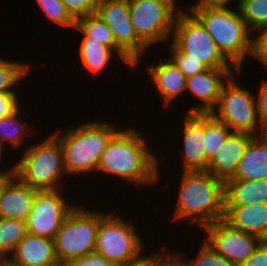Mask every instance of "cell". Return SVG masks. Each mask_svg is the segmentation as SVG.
Wrapping results in <instances>:
<instances>
[{"label":"cell","mask_w":267,"mask_h":266,"mask_svg":"<svg viewBox=\"0 0 267 266\" xmlns=\"http://www.w3.org/2000/svg\"><path fill=\"white\" fill-rule=\"evenodd\" d=\"M253 59L267 70V25L254 34Z\"/></svg>","instance_id":"cell-35"},{"label":"cell","mask_w":267,"mask_h":266,"mask_svg":"<svg viewBox=\"0 0 267 266\" xmlns=\"http://www.w3.org/2000/svg\"><path fill=\"white\" fill-rule=\"evenodd\" d=\"M181 118V133L177 135L182 147L178 154V171H207L208 161L206 158L205 145V114L184 113ZM183 118V119H182ZM182 134V135H181ZM183 149V150H182ZM182 161V162H180ZM182 163V164H181Z\"/></svg>","instance_id":"cell-14"},{"label":"cell","mask_w":267,"mask_h":266,"mask_svg":"<svg viewBox=\"0 0 267 266\" xmlns=\"http://www.w3.org/2000/svg\"><path fill=\"white\" fill-rule=\"evenodd\" d=\"M36 191L16 175L11 177L0 194V217L26 221L31 213Z\"/></svg>","instance_id":"cell-19"},{"label":"cell","mask_w":267,"mask_h":266,"mask_svg":"<svg viewBox=\"0 0 267 266\" xmlns=\"http://www.w3.org/2000/svg\"><path fill=\"white\" fill-rule=\"evenodd\" d=\"M67 12L76 21L79 18L94 14L99 0H61Z\"/></svg>","instance_id":"cell-33"},{"label":"cell","mask_w":267,"mask_h":266,"mask_svg":"<svg viewBox=\"0 0 267 266\" xmlns=\"http://www.w3.org/2000/svg\"><path fill=\"white\" fill-rule=\"evenodd\" d=\"M232 131L210 113L205 114V151L209 162Z\"/></svg>","instance_id":"cell-30"},{"label":"cell","mask_w":267,"mask_h":266,"mask_svg":"<svg viewBox=\"0 0 267 266\" xmlns=\"http://www.w3.org/2000/svg\"><path fill=\"white\" fill-rule=\"evenodd\" d=\"M267 203V179L239 180L225 182V206H245Z\"/></svg>","instance_id":"cell-23"},{"label":"cell","mask_w":267,"mask_h":266,"mask_svg":"<svg viewBox=\"0 0 267 266\" xmlns=\"http://www.w3.org/2000/svg\"><path fill=\"white\" fill-rule=\"evenodd\" d=\"M0 266H14V265H12L6 259H0Z\"/></svg>","instance_id":"cell-43"},{"label":"cell","mask_w":267,"mask_h":266,"mask_svg":"<svg viewBox=\"0 0 267 266\" xmlns=\"http://www.w3.org/2000/svg\"><path fill=\"white\" fill-rule=\"evenodd\" d=\"M237 7L253 34L267 25V0H242Z\"/></svg>","instance_id":"cell-29"},{"label":"cell","mask_w":267,"mask_h":266,"mask_svg":"<svg viewBox=\"0 0 267 266\" xmlns=\"http://www.w3.org/2000/svg\"><path fill=\"white\" fill-rule=\"evenodd\" d=\"M185 10L201 22L223 57L237 71H242L245 60L253 58L254 34L246 26L238 7Z\"/></svg>","instance_id":"cell-5"},{"label":"cell","mask_w":267,"mask_h":266,"mask_svg":"<svg viewBox=\"0 0 267 266\" xmlns=\"http://www.w3.org/2000/svg\"><path fill=\"white\" fill-rule=\"evenodd\" d=\"M170 42L207 68H234L218 51L201 22L183 7L176 15Z\"/></svg>","instance_id":"cell-10"},{"label":"cell","mask_w":267,"mask_h":266,"mask_svg":"<svg viewBox=\"0 0 267 266\" xmlns=\"http://www.w3.org/2000/svg\"><path fill=\"white\" fill-rule=\"evenodd\" d=\"M138 129L126 125V128H120L112 136L101 154L96 174L102 173L105 178L112 176L118 183L117 179L120 180L119 186L124 185L121 184L124 181L138 190H144L147 186L151 190V185L153 189L163 176V159L156 154L157 150L152 146L154 143L151 146L148 144L150 141L146 138L149 137H145L147 133L144 135Z\"/></svg>","instance_id":"cell-1"},{"label":"cell","mask_w":267,"mask_h":266,"mask_svg":"<svg viewBox=\"0 0 267 266\" xmlns=\"http://www.w3.org/2000/svg\"><path fill=\"white\" fill-rule=\"evenodd\" d=\"M224 220L233 228L262 239L267 230V203L225 206Z\"/></svg>","instance_id":"cell-20"},{"label":"cell","mask_w":267,"mask_h":266,"mask_svg":"<svg viewBox=\"0 0 267 266\" xmlns=\"http://www.w3.org/2000/svg\"><path fill=\"white\" fill-rule=\"evenodd\" d=\"M95 13L111 29L116 45L135 63L134 70L145 62L150 48L135 33L128 0H99Z\"/></svg>","instance_id":"cell-12"},{"label":"cell","mask_w":267,"mask_h":266,"mask_svg":"<svg viewBox=\"0 0 267 266\" xmlns=\"http://www.w3.org/2000/svg\"><path fill=\"white\" fill-rule=\"evenodd\" d=\"M38 141L28 142L27 148L21 151V155L19 153L20 158L13 157L15 175L36 190L65 189L68 175L60 140L50 133Z\"/></svg>","instance_id":"cell-6"},{"label":"cell","mask_w":267,"mask_h":266,"mask_svg":"<svg viewBox=\"0 0 267 266\" xmlns=\"http://www.w3.org/2000/svg\"><path fill=\"white\" fill-rule=\"evenodd\" d=\"M262 80V81H261ZM255 92L257 102V113L262 126L267 123V80L262 78Z\"/></svg>","instance_id":"cell-36"},{"label":"cell","mask_w":267,"mask_h":266,"mask_svg":"<svg viewBox=\"0 0 267 266\" xmlns=\"http://www.w3.org/2000/svg\"><path fill=\"white\" fill-rule=\"evenodd\" d=\"M231 179H267V140L262 135L251 139Z\"/></svg>","instance_id":"cell-22"},{"label":"cell","mask_w":267,"mask_h":266,"mask_svg":"<svg viewBox=\"0 0 267 266\" xmlns=\"http://www.w3.org/2000/svg\"><path fill=\"white\" fill-rule=\"evenodd\" d=\"M254 136L246 132L232 131L209 161L207 171L223 182L231 179Z\"/></svg>","instance_id":"cell-17"},{"label":"cell","mask_w":267,"mask_h":266,"mask_svg":"<svg viewBox=\"0 0 267 266\" xmlns=\"http://www.w3.org/2000/svg\"><path fill=\"white\" fill-rule=\"evenodd\" d=\"M14 266H57L54 240L34 234L27 235L6 259Z\"/></svg>","instance_id":"cell-18"},{"label":"cell","mask_w":267,"mask_h":266,"mask_svg":"<svg viewBox=\"0 0 267 266\" xmlns=\"http://www.w3.org/2000/svg\"><path fill=\"white\" fill-rule=\"evenodd\" d=\"M6 150H7V148L0 143V176H14L15 175V162H14L15 160L11 161L12 164L9 163L10 164L9 167L8 166L3 167L5 165V163H4L5 161H6V164H8L7 162H10V161H8L10 159H7V157H4V156H6L7 152H8L7 153L8 155L10 154L9 152H12V151H9V150L6 151ZM3 159H5V161H3ZM3 168H5L6 170Z\"/></svg>","instance_id":"cell-40"},{"label":"cell","mask_w":267,"mask_h":266,"mask_svg":"<svg viewBox=\"0 0 267 266\" xmlns=\"http://www.w3.org/2000/svg\"><path fill=\"white\" fill-rule=\"evenodd\" d=\"M201 230L206 244L235 266L247 261L261 243L260 238L233 228L224 219Z\"/></svg>","instance_id":"cell-13"},{"label":"cell","mask_w":267,"mask_h":266,"mask_svg":"<svg viewBox=\"0 0 267 266\" xmlns=\"http://www.w3.org/2000/svg\"><path fill=\"white\" fill-rule=\"evenodd\" d=\"M87 206L76 204L55 235L54 247L59 264L65 265L94 252L99 222L108 212L95 211Z\"/></svg>","instance_id":"cell-7"},{"label":"cell","mask_w":267,"mask_h":266,"mask_svg":"<svg viewBox=\"0 0 267 266\" xmlns=\"http://www.w3.org/2000/svg\"><path fill=\"white\" fill-rule=\"evenodd\" d=\"M261 242L263 244H266L267 245V230H266V233L264 234L263 238L261 239Z\"/></svg>","instance_id":"cell-44"},{"label":"cell","mask_w":267,"mask_h":266,"mask_svg":"<svg viewBox=\"0 0 267 266\" xmlns=\"http://www.w3.org/2000/svg\"><path fill=\"white\" fill-rule=\"evenodd\" d=\"M118 214L108 211L100 220L94 252L115 266H155L162 259L161 247L145 253L148 244L144 242V234L132 217L127 220Z\"/></svg>","instance_id":"cell-3"},{"label":"cell","mask_w":267,"mask_h":266,"mask_svg":"<svg viewBox=\"0 0 267 266\" xmlns=\"http://www.w3.org/2000/svg\"><path fill=\"white\" fill-rule=\"evenodd\" d=\"M261 135L267 140V123L263 125Z\"/></svg>","instance_id":"cell-42"},{"label":"cell","mask_w":267,"mask_h":266,"mask_svg":"<svg viewBox=\"0 0 267 266\" xmlns=\"http://www.w3.org/2000/svg\"><path fill=\"white\" fill-rule=\"evenodd\" d=\"M13 176H0V194L6 182Z\"/></svg>","instance_id":"cell-41"},{"label":"cell","mask_w":267,"mask_h":266,"mask_svg":"<svg viewBox=\"0 0 267 266\" xmlns=\"http://www.w3.org/2000/svg\"><path fill=\"white\" fill-rule=\"evenodd\" d=\"M79 41L80 44L77 45L79 48L76 47L79 50L77 57L86 72L93 77L100 76V73L110 67L112 60L118 57L110 47H105L98 42H89V38H81Z\"/></svg>","instance_id":"cell-25"},{"label":"cell","mask_w":267,"mask_h":266,"mask_svg":"<svg viewBox=\"0 0 267 266\" xmlns=\"http://www.w3.org/2000/svg\"><path fill=\"white\" fill-rule=\"evenodd\" d=\"M157 54H161L159 56L160 58H157L158 61L156 60V63L152 65L148 64L147 67L145 65V73L149 77L148 81L155 87L156 94H159V99L163 102L162 107L169 109L168 107L174 106L172 102H176L175 99L180 100L181 96L185 98L187 77L176 67L168 56L166 57L164 53Z\"/></svg>","instance_id":"cell-16"},{"label":"cell","mask_w":267,"mask_h":266,"mask_svg":"<svg viewBox=\"0 0 267 266\" xmlns=\"http://www.w3.org/2000/svg\"><path fill=\"white\" fill-rule=\"evenodd\" d=\"M107 120L109 119L103 120L101 117V120L84 121L73 127H66L63 132L61 129L53 131L61 143L64 167L69 180L77 176L85 177L87 173L89 177L96 174L101 154L112 136L121 128Z\"/></svg>","instance_id":"cell-4"},{"label":"cell","mask_w":267,"mask_h":266,"mask_svg":"<svg viewBox=\"0 0 267 266\" xmlns=\"http://www.w3.org/2000/svg\"><path fill=\"white\" fill-rule=\"evenodd\" d=\"M18 92H5L0 93V119L8 117L16 112L24 102ZM21 99V100H20ZM21 101V102H20Z\"/></svg>","instance_id":"cell-34"},{"label":"cell","mask_w":267,"mask_h":266,"mask_svg":"<svg viewBox=\"0 0 267 266\" xmlns=\"http://www.w3.org/2000/svg\"><path fill=\"white\" fill-rule=\"evenodd\" d=\"M38 9H40L44 15L47 17V20L53 24H57L59 27H66L68 30L75 28V20L67 12L64 3L61 0H37Z\"/></svg>","instance_id":"cell-31"},{"label":"cell","mask_w":267,"mask_h":266,"mask_svg":"<svg viewBox=\"0 0 267 266\" xmlns=\"http://www.w3.org/2000/svg\"><path fill=\"white\" fill-rule=\"evenodd\" d=\"M66 191V189L36 191L31 213L26 220L28 233L54 240L67 215L76 206L74 201L70 202L71 196L66 198Z\"/></svg>","instance_id":"cell-11"},{"label":"cell","mask_w":267,"mask_h":266,"mask_svg":"<svg viewBox=\"0 0 267 266\" xmlns=\"http://www.w3.org/2000/svg\"><path fill=\"white\" fill-rule=\"evenodd\" d=\"M65 266H115L96 252L71 260Z\"/></svg>","instance_id":"cell-37"},{"label":"cell","mask_w":267,"mask_h":266,"mask_svg":"<svg viewBox=\"0 0 267 266\" xmlns=\"http://www.w3.org/2000/svg\"><path fill=\"white\" fill-rule=\"evenodd\" d=\"M167 46V51L164 48L162 51L166 56L176 65V67L186 76H192L198 73H201L208 69L203 63L200 61L194 60L190 58L189 55L184 54L182 51H179L170 41ZM169 53V54H168Z\"/></svg>","instance_id":"cell-32"},{"label":"cell","mask_w":267,"mask_h":266,"mask_svg":"<svg viewBox=\"0 0 267 266\" xmlns=\"http://www.w3.org/2000/svg\"><path fill=\"white\" fill-rule=\"evenodd\" d=\"M24 107L25 105L20 107L12 115L0 119V143L7 148L9 147L10 149L8 150L12 149V151H14L15 149L16 155H18L17 152L20 153L19 151H21V148H23V150L25 149V144H28L27 137L31 136L32 138H35L34 136L36 134H41L38 130L33 129L36 127H33L32 125L30 126V124L27 125L28 122H25L26 119L23 116V113H25L23 112ZM36 131L38 133H35Z\"/></svg>","instance_id":"cell-24"},{"label":"cell","mask_w":267,"mask_h":266,"mask_svg":"<svg viewBox=\"0 0 267 266\" xmlns=\"http://www.w3.org/2000/svg\"><path fill=\"white\" fill-rule=\"evenodd\" d=\"M235 68H208L186 78L187 97L193 95L198 100L182 113H210L217 105L223 85L236 72ZM201 103V104H200Z\"/></svg>","instance_id":"cell-15"},{"label":"cell","mask_w":267,"mask_h":266,"mask_svg":"<svg viewBox=\"0 0 267 266\" xmlns=\"http://www.w3.org/2000/svg\"><path fill=\"white\" fill-rule=\"evenodd\" d=\"M233 5L236 6L232 0H197L190 6L185 5L184 9L228 8Z\"/></svg>","instance_id":"cell-38"},{"label":"cell","mask_w":267,"mask_h":266,"mask_svg":"<svg viewBox=\"0 0 267 266\" xmlns=\"http://www.w3.org/2000/svg\"><path fill=\"white\" fill-rule=\"evenodd\" d=\"M171 222L201 230L225 216V182L208 171H179ZM176 203V204H175ZM187 221V222H185Z\"/></svg>","instance_id":"cell-2"},{"label":"cell","mask_w":267,"mask_h":266,"mask_svg":"<svg viewBox=\"0 0 267 266\" xmlns=\"http://www.w3.org/2000/svg\"><path fill=\"white\" fill-rule=\"evenodd\" d=\"M73 30L79 32L82 38H89V42H98L110 47L118 55L116 62L119 59L126 68L127 66L131 68L130 72L134 70L135 63L116 45L111 29L96 13L77 19Z\"/></svg>","instance_id":"cell-21"},{"label":"cell","mask_w":267,"mask_h":266,"mask_svg":"<svg viewBox=\"0 0 267 266\" xmlns=\"http://www.w3.org/2000/svg\"><path fill=\"white\" fill-rule=\"evenodd\" d=\"M155 266H167V264L161 259Z\"/></svg>","instance_id":"cell-45"},{"label":"cell","mask_w":267,"mask_h":266,"mask_svg":"<svg viewBox=\"0 0 267 266\" xmlns=\"http://www.w3.org/2000/svg\"><path fill=\"white\" fill-rule=\"evenodd\" d=\"M25 61L8 60L4 56L0 57V93L19 92L16 88L17 85L24 80L26 81L27 75H30V72L33 71V64Z\"/></svg>","instance_id":"cell-27"},{"label":"cell","mask_w":267,"mask_h":266,"mask_svg":"<svg viewBox=\"0 0 267 266\" xmlns=\"http://www.w3.org/2000/svg\"><path fill=\"white\" fill-rule=\"evenodd\" d=\"M236 71L223 85L217 105L210 114L226 125L231 131L261 135L262 124L257 113L256 96L253 89L239 83ZM244 86V87H243Z\"/></svg>","instance_id":"cell-8"},{"label":"cell","mask_w":267,"mask_h":266,"mask_svg":"<svg viewBox=\"0 0 267 266\" xmlns=\"http://www.w3.org/2000/svg\"><path fill=\"white\" fill-rule=\"evenodd\" d=\"M235 4H236V6L242 1V0H232Z\"/></svg>","instance_id":"cell-46"},{"label":"cell","mask_w":267,"mask_h":266,"mask_svg":"<svg viewBox=\"0 0 267 266\" xmlns=\"http://www.w3.org/2000/svg\"><path fill=\"white\" fill-rule=\"evenodd\" d=\"M199 247L195 256H187L186 259V254L182 251L177 253V250H167V247L161 245L162 260L167 266H235L209 247L203 239Z\"/></svg>","instance_id":"cell-26"},{"label":"cell","mask_w":267,"mask_h":266,"mask_svg":"<svg viewBox=\"0 0 267 266\" xmlns=\"http://www.w3.org/2000/svg\"><path fill=\"white\" fill-rule=\"evenodd\" d=\"M240 266H267V245L261 242L253 255Z\"/></svg>","instance_id":"cell-39"},{"label":"cell","mask_w":267,"mask_h":266,"mask_svg":"<svg viewBox=\"0 0 267 266\" xmlns=\"http://www.w3.org/2000/svg\"><path fill=\"white\" fill-rule=\"evenodd\" d=\"M177 1L128 0L135 33L148 48L171 40L176 15L182 9Z\"/></svg>","instance_id":"cell-9"},{"label":"cell","mask_w":267,"mask_h":266,"mask_svg":"<svg viewBox=\"0 0 267 266\" xmlns=\"http://www.w3.org/2000/svg\"><path fill=\"white\" fill-rule=\"evenodd\" d=\"M27 233L26 221L0 217V259H7Z\"/></svg>","instance_id":"cell-28"}]
</instances>
